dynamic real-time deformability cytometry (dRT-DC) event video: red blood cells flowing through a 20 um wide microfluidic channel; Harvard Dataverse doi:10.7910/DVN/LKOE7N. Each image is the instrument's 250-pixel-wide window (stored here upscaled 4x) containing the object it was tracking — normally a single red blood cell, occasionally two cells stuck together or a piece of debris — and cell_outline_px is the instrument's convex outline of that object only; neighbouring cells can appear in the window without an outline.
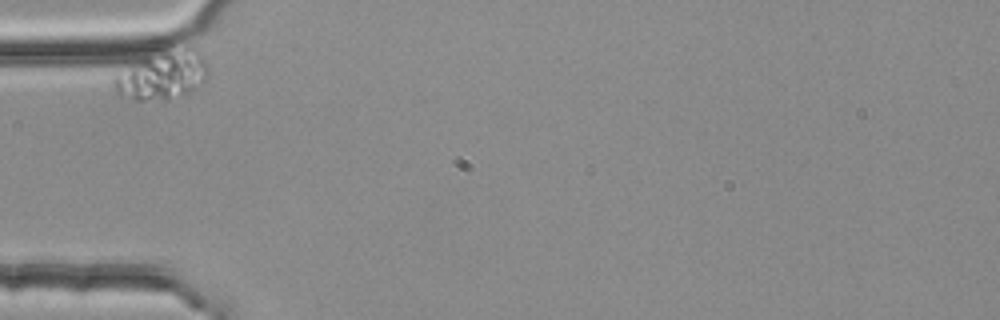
{"species": "common noctule bat (a hibernating species)", "species_latin": "Nyctalus noctula", "temperature_condition": "room temperature", "stored_images_in_passage": 4, "camera_frame_rate_fps": 3000, "um_per_image_px": 0.085, "animal": {"sex": "female", "body_mass_g": 25.1}, "frame": {"image": 1, "passage_image": 1, "time_ms": 0.0, "image_size_px": [1000, 320], "cell_outline_px": [[208, 76], [192, 92], [184, 96], [168, 100], [132, 100], [120, 96], [116, 92], [112, 84], [112, 76], [144, 56], [188, 40], [196, 44], [208, 64]], "centroid_in_image_um": [13.87, 6.3], "position_along_channel_um": 71.1, "area_um2": 28.61}}
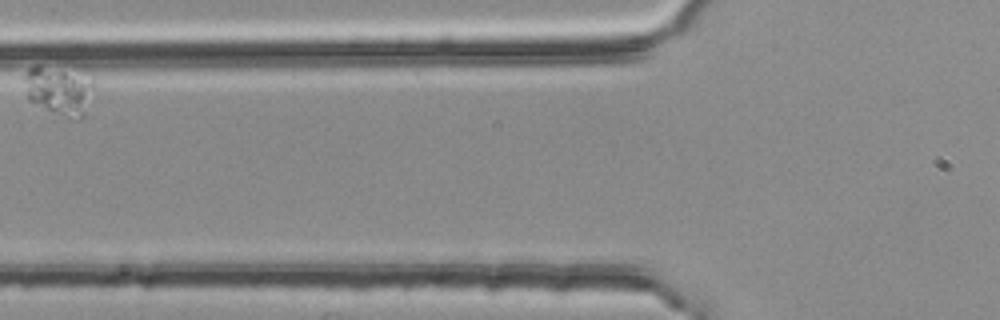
{"frame": {"image": 2, "passage_image": 2, "time_ms": 0.333, "image_size_px": [1000, 320], "cell_outline_px": [[96, 88], [84, 116], [80, 120], [72, 120], [28, 100], [24, 80], [24, 76], [28, 68], [36, 64], [92, 76], [96, 84]], "centroid_in_image_um": [5.09, 7.69], "position_along_channel_um": 120.7, "area_um2": 20.23}}
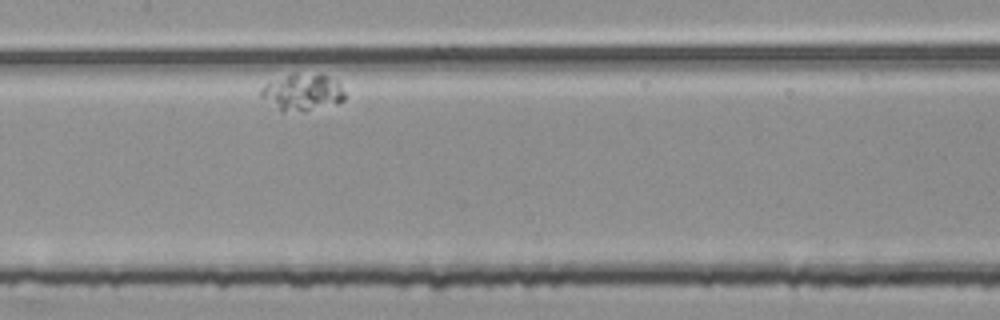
{"frame": {"image": 3, "passage_image": 4, "time_ms": 1.0, "image_size_px": [1000, 320], "cell_outline_px": [[344, 100], [336, 104], [304, 112], [280, 112], [260, 96], [260, 88], [264, 84], [288, 76], [320, 72], [336, 80], [340, 84], [344, 92]], "centroid_in_image_um": [25.72, 7.88], "position_along_channel_um": 181.7, "area_um2": 18.15}}